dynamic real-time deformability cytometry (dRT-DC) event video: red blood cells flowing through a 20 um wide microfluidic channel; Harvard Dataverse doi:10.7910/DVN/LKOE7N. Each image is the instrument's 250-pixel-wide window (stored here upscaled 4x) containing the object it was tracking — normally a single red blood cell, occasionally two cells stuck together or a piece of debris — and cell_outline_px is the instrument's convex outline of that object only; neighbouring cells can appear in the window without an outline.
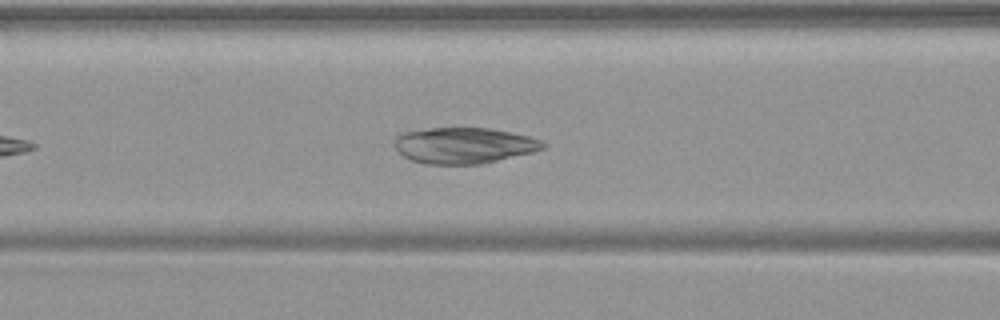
{"species": "common noctule bat (a hibernating species)", "species_latin": "Nyctalus noctula", "temperature_condition": "warm", "stored_images_in_passage": 34, "camera_frame_rate_fps": 3000, "um_per_image_px": 0.085, "animal": {"sex": "female", "body_mass_g": 19.9}, "frame": {"image": 1, "passage_image": 10, "time_ms": 3.0, "image_size_px": [1000, 320], "cell_outline_px": [[548, 144], [544, 148], [532, 152], [480, 164], [424, 164], [412, 160], [404, 156], [392, 144], [396, 136], [404, 132], [428, 128], [488, 128], [528, 136], [540, 140]], "centroid_in_image_um": [39.4, 12.36], "position_along_channel_um": 127.2, "area_um2": 30.98}}
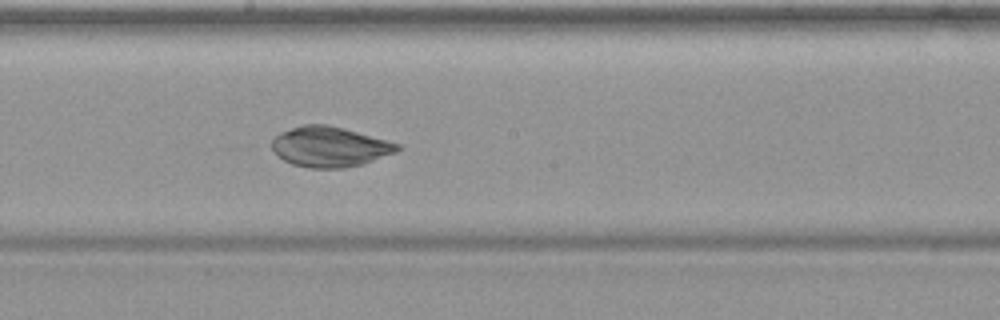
{"frame": {"image": 2, "passage_image": 17, "time_ms": 5.333, "image_size_px": [1000, 320], "cell_outline_px": [[404, 148], [396, 152], [364, 164], [344, 168], [308, 168], [292, 164], [276, 156], [272, 148], [272, 140], [280, 132], [304, 124], [324, 124], [344, 128], [400, 144]], "centroid_in_image_um": [28.03, 12.48], "position_along_channel_um": 220.2, "area_um2": 29.54}}
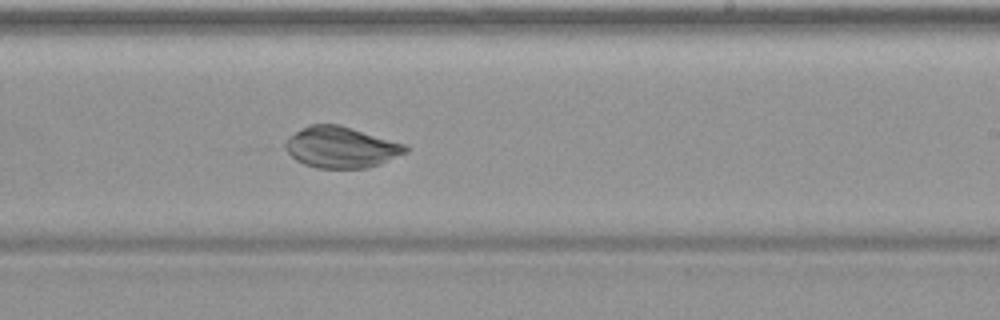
{"frame": {"image": 3, "passage_image": 20, "time_ms": 6.333, "image_size_px": [1000, 320], "cell_outline_px": [[408, 152], [380, 164], [364, 168], [316, 168], [304, 164], [296, 160], [284, 148], [284, 144], [288, 136], [308, 124], [340, 124], [404, 144], [408, 148]], "centroid_in_image_um": [28.96, 12.51], "position_along_channel_um": 260.0, "area_um2": 28.84}}